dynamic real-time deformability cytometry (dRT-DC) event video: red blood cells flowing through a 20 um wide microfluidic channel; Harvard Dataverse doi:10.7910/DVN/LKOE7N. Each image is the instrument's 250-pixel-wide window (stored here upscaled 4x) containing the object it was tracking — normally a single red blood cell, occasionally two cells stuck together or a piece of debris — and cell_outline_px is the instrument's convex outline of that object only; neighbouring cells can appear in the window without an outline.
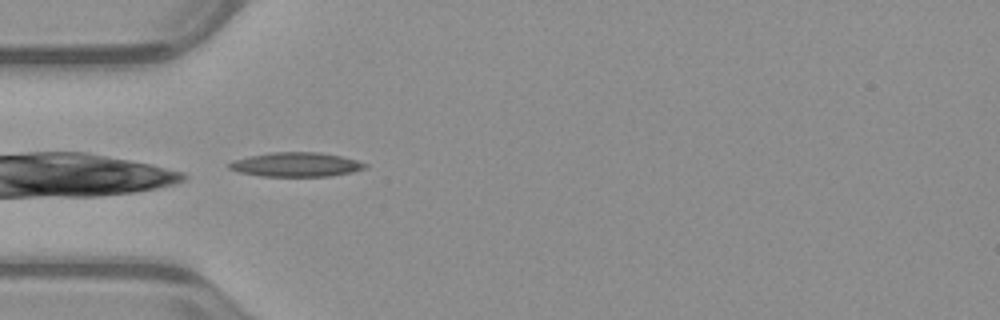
{"species": "common noctule bat (a hibernating species)", "species_latin": "Nyctalus noctula", "temperature_condition": "warm", "stored_images_in_passage": 33, "camera_frame_rate_fps": 3000, "um_per_image_px": 0.085, "animal": {"sex": "male", "body_mass_g": 23.1, "forearm_length_mm": 52.7}, "frame": {"image": 1, "passage_image": 1, "time_ms": 0.0, "image_size_px": [1000, 320], "cell_outline_px": [[368, 164], [364, 168], [352, 172], [332, 176], [260, 176], [240, 172], [228, 168], [228, 164], [232, 160], [248, 156], [272, 152], [320, 152], [340, 156], [356, 160]], "centroid_in_image_um": [25.14, 13.98], "position_along_channel_um": 59.9, "area_um2": 19.19}}
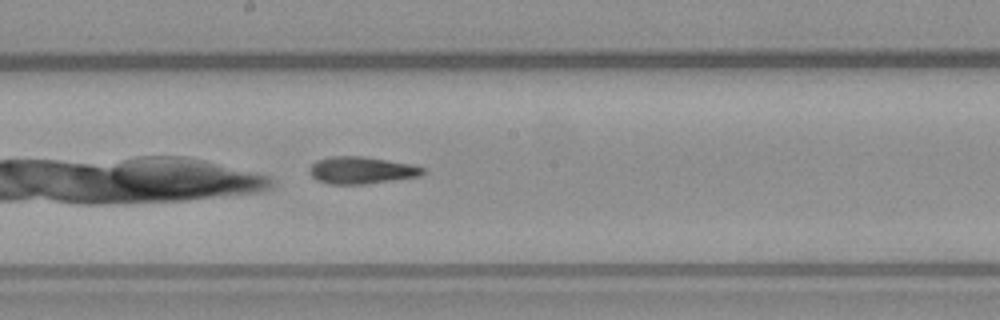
{"frame": {"image": 2, "passage_image": 13, "time_ms": 4.0, "image_size_px": [1000, 320], "cell_outline_px": [[424, 172], [420, 176], [364, 184], [328, 184], [316, 180], [312, 176], [312, 164], [316, 160], [332, 156], [364, 156], [412, 164], [424, 168]], "centroid_in_image_um": [30.73, 14.47], "position_along_channel_um": 217.5, "area_um2": 17.74}}
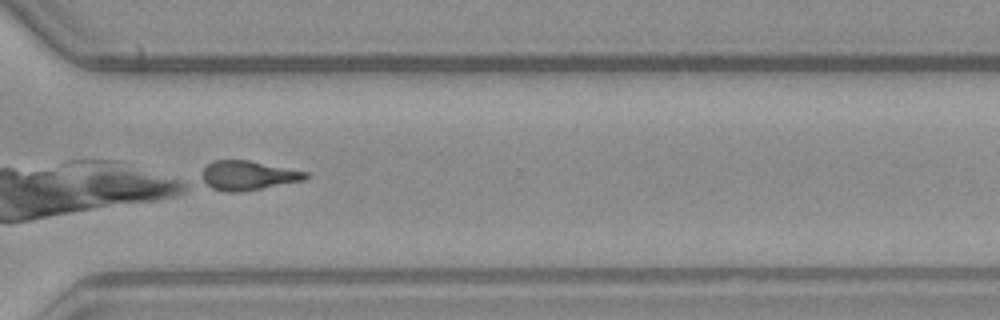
{"frame": {"image": 3, "passage_image": 23, "time_ms": 7.333, "image_size_px": [1000, 320], "cell_outline_px": [[308, 176], [304, 180], [240, 192], [224, 192], [212, 188], [204, 184], [204, 168], [212, 160], [248, 160], [308, 172]], "centroid_in_image_um": [21.07, 14.91], "position_along_channel_um": 349.5, "area_um2": 17.51}, "authors_computed_cell_mechanics": {"area_um2": 18.0336, "velocity_mm_per_s": 3.9684, "shape_relaxation_time_tau1_ms": 5.9734, "shape_relaxation_time_tau2_ms": 6.3835, "deformation_change_tau1": 0.2282, "deformation_change_tau2": 0.1781}}